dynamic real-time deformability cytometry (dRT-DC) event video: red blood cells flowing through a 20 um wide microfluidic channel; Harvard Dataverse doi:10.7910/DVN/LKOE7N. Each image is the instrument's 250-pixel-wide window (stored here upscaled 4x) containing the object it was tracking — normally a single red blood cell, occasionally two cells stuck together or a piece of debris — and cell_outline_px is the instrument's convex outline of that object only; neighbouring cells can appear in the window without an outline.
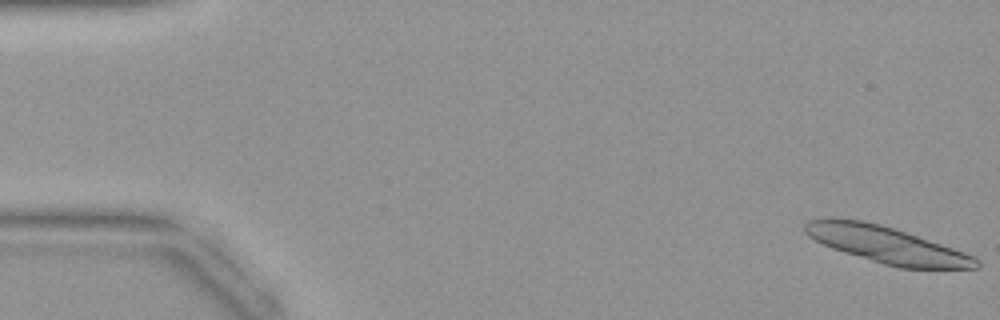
{"species": "common noctule bat (a hibernating species)", "species_latin": "Nyctalus noctula", "temperature_condition": "warm", "stored_images_in_passage": 44, "segment_of_instrument_passage": [1, 2], "camera_frame_rate_fps": 3000, "um_per_image_px": 0.085, "animal": {"sex": "female", "body_mass_g": 19.9}, "frame": {"image": 1, "passage_image": 1, "time_ms": 0.0, "image_size_px": [1000, 320], "cell_outline_px": [[980, 268], [900, 268], [884, 264], [844, 252], [832, 248], [808, 236], [804, 232], [804, 224], [808, 220], [828, 216], [832, 216], [864, 220], [880, 224], [952, 248], [972, 256], [980, 260]], "centroid_in_image_um": [75.27, 20.78], "position_along_channel_um": 9.7, "area_um2": 36.3}}